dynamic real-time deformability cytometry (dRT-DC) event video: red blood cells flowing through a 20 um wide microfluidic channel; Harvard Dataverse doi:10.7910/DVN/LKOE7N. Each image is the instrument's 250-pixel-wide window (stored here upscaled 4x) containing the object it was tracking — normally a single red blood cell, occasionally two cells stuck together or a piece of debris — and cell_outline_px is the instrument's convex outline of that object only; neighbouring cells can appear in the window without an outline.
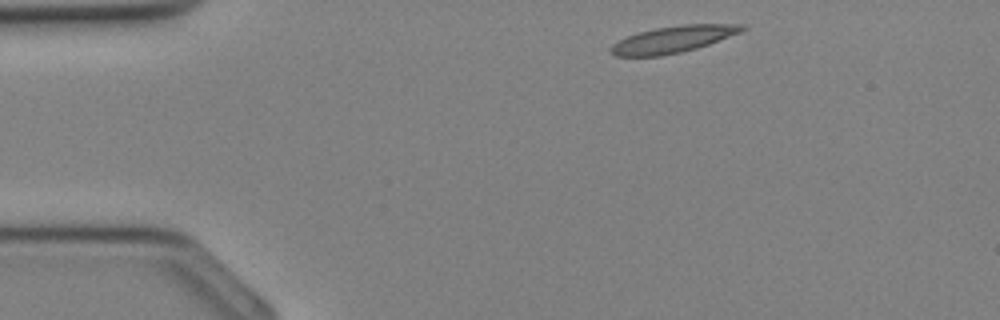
{"species": "Egyptian fruit bat (a non-hibernating species)", "species_latin": "Rousettus aegyptiacus", "temperature_condition": "cold", "stored_images_in_passage": 11, "camera_frame_rate_fps": 3000, "um_per_image_px": 0.085, "animal": {"sex": "female"}, "frame": {"image": 1, "passage_image": 1, "time_ms": 0.0, "image_size_px": [1000, 320], "cell_outline_px": [[748, 28], [740, 32], [708, 44], [696, 48], [680, 52], [660, 56], [616, 56], [612, 52], [612, 44], [636, 32], [656, 28], [680, 24], [744, 24]], "centroid_in_image_um": [57.23, 3.32], "position_along_channel_um": 27.8, "area_um2": 20.17}}
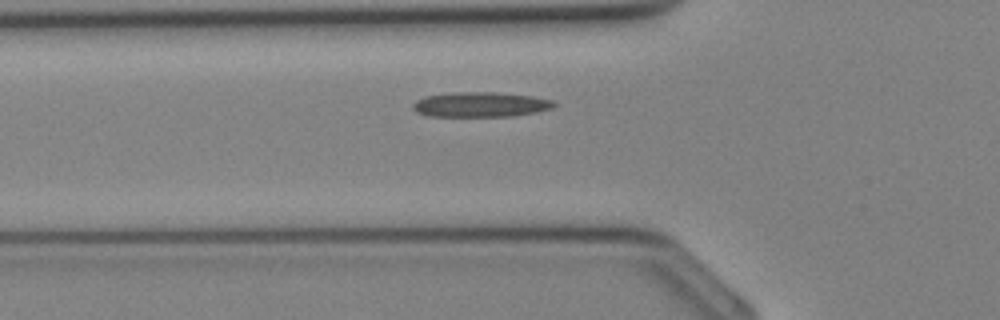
{"frame": {"image": 2, "passage_image": 7, "time_ms": 2.0, "image_size_px": [1000, 320], "cell_outline_px": [[556, 104], [552, 108], [536, 112], [512, 116], [428, 116], [416, 112], [412, 108], [412, 104], [416, 100], [424, 96], [452, 92], [496, 92], [532, 96], [552, 100]], "centroid_in_image_um": [40.8, 8.88], "position_along_channel_um": 85.0, "area_um2": 20.58}}
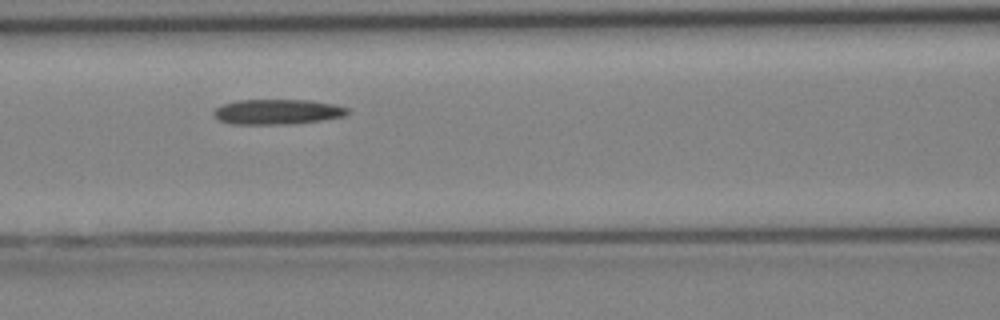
{"frame": {"image": 3, "passage_image": 10, "time_ms": 3.0, "image_size_px": [1000, 320], "cell_outline_px": [[352, 112], [344, 116], [320, 120], [292, 124], [232, 124], [220, 120], [212, 112], [216, 108], [224, 104], [236, 100], [308, 100], [332, 104], [348, 108]], "centroid_in_image_um": [23.59, 9.5], "position_along_channel_um": 143.0, "area_um2": 19.48}}